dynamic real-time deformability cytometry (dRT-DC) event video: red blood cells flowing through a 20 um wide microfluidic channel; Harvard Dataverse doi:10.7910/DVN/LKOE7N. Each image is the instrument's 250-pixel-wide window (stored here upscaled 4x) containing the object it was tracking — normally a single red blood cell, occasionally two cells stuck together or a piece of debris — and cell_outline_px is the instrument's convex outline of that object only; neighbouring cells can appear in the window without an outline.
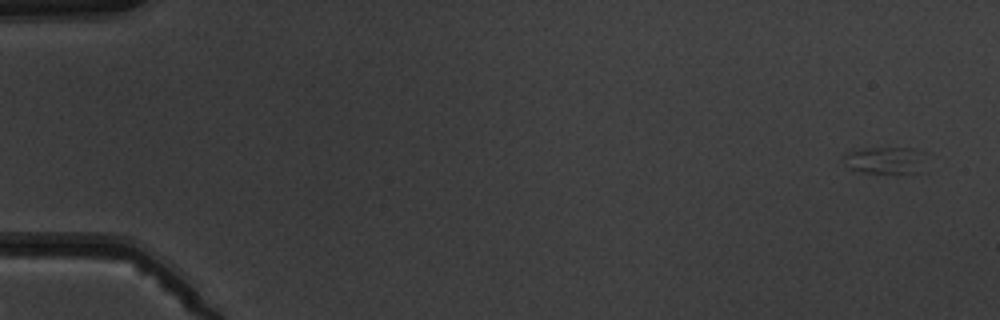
{"species": "common noctule bat (a hibernating species)", "species_latin": "Nyctalus noctula", "temperature_condition": "warm", "stored_images_in_passage": 8, "camera_frame_rate_fps": 3000, "um_per_image_px": 0.085, "animal": {"sex": "male", "body_mass_g": 19.5, "forearm_length_mm": 54.6}, "frame": {"image": 1, "passage_image": 1, "time_ms": 0.0, "image_size_px": [1000, 320], "cell_outline_px": [[928, 172], [860, 172], [852, 168], [844, 160], [844, 156], [852, 152], [864, 148], [912, 148], [928, 152]], "centroid_in_image_um": [75.51, 13.62], "position_along_channel_um": 9.5, "area_um2": 13.24}}
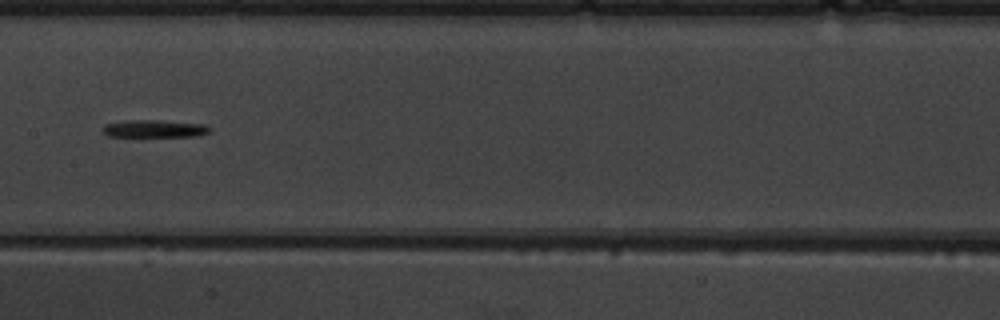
{"frame": {"image": 2, "passage_image": 6, "time_ms": 9.0, "image_size_px": [1000, 320], "cell_outline_px": [[208, 132], [200, 136], [108, 136], [100, 128], [104, 124], [128, 120], [160, 120], [204, 124], [208, 128]], "centroid_in_image_um": [13.07, 10.93], "position_along_channel_um": 194.3, "area_um2": 10.81}}
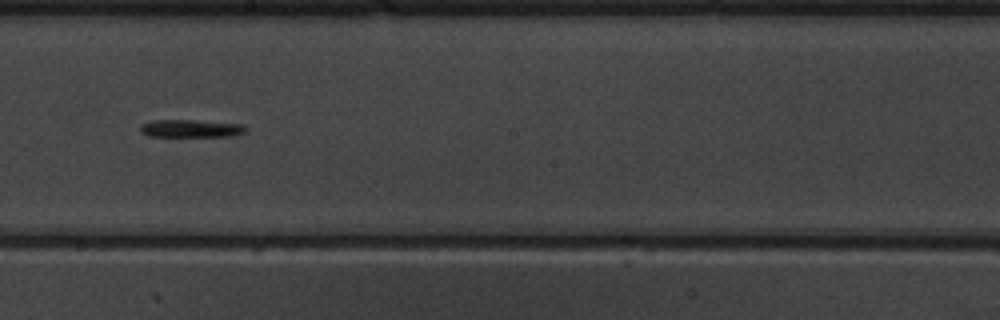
{"frame": {"image": 3, "passage_image": 7, "time_ms": 10.0, "image_size_px": [1000, 320], "cell_outline_px": [[248, 128], [244, 132], [236, 136], [148, 136], [140, 132], [140, 124], [152, 120], [192, 120], [244, 124]], "centroid_in_image_um": [16.23, 10.92], "position_along_channel_um": 232.0, "area_um2": 10.98}}